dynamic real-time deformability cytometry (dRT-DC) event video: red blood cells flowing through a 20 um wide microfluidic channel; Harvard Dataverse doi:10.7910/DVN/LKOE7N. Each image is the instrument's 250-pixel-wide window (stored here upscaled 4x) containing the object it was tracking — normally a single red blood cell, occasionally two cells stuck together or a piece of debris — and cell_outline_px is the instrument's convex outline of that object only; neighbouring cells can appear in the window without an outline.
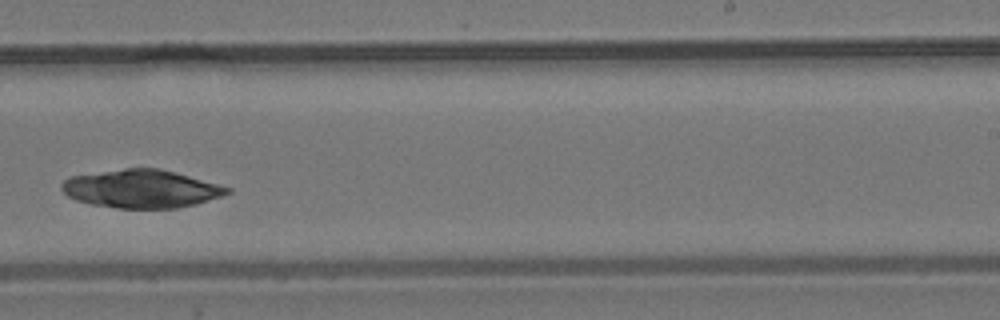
{"species": "common noctule bat (a hibernating species)", "species_latin": "Nyctalus noctula", "temperature_condition": "room temperature", "stored_images_in_passage": 10, "segment_of_instrument_passage": [2, 2], "camera_frame_rate_fps": 3000, "um_per_image_px": 0.085, "animal": {"sex": "male", "body_mass_g": 19.2, "forearm_length_mm": 51.8}, "frame": {"image": 1, "passage_image": 10, "time_ms": 11.333, "image_size_px": [1000, 320], "cell_outline_px": [[232, 192], [196, 204], [176, 208], [116, 208], [92, 204], [76, 200], [68, 196], [60, 188], [60, 184], [64, 180], [72, 176], [124, 168], [160, 168], [176, 172], [232, 188]], "centroid_in_image_um": [12.01, 16.04], "position_along_channel_um": 277.0, "area_um2": 36.7}}